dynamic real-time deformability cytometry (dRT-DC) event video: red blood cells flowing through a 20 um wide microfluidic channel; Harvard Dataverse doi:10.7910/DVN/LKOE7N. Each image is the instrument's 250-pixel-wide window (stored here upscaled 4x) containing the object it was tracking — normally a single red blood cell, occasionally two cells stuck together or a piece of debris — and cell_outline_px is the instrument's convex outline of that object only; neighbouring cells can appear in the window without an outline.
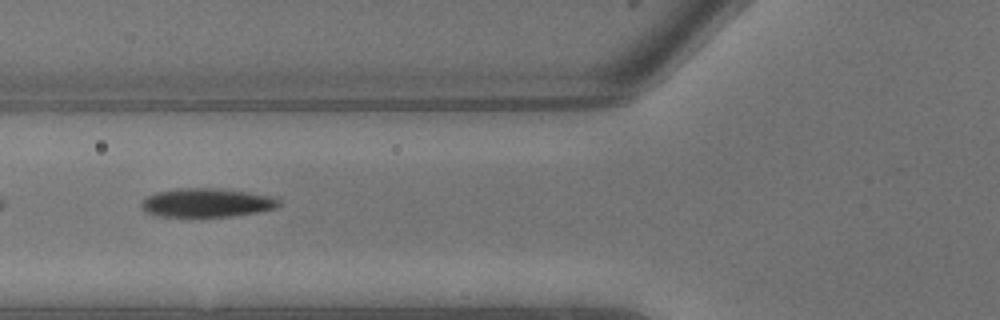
{"species": "common noctule bat (a hibernating species)", "species_latin": "Nyctalus noctula", "temperature_condition": "warm", "stored_images_in_passage": 5, "camera_frame_rate_fps": 3000, "um_per_image_px": 0.085, "animal": {"sex": "male", "body_mass_g": 13.3}, "frame": {"image": 1, "passage_image": 4, "time_ms": 1.0, "image_size_px": [1000, 320], "cell_outline_px": [[280, 204], [276, 208], [256, 212], [232, 216], [200, 220], [156, 216], [144, 212], [140, 208], [140, 204], [148, 196], [156, 192], [180, 188], [220, 188], [272, 196], [280, 200]], "centroid_in_image_um": [17.5, 17.28], "position_along_channel_um": 108.3, "area_um2": 24.1}}